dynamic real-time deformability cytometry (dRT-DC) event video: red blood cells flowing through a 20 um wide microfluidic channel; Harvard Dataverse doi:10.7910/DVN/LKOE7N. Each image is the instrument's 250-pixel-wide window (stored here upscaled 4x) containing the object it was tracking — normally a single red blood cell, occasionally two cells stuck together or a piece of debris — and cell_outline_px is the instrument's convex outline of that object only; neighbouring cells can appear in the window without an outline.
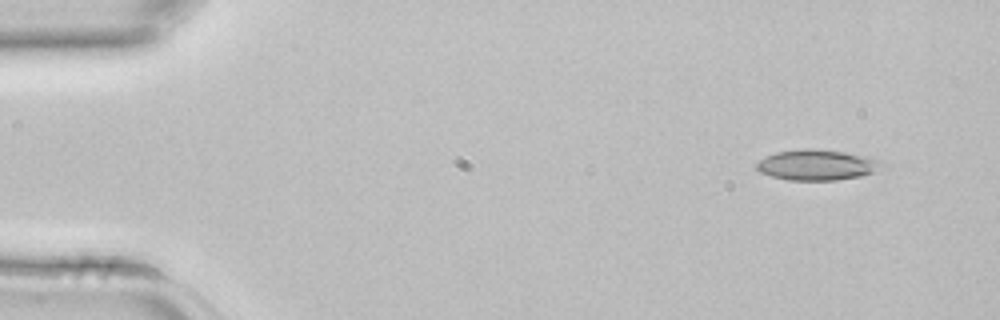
{"species": "common noctule bat (a hibernating species)", "species_latin": "Nyctalus noctula", "temperature_condition": "room temperature", "stored_images_in_passage": 3, "camera_frame_rate_fps": 3000, "um_per_image_px": 0.085, "animal": {"sex": "female", "body_mass_g": 22.7, "forearm_length_mm": 54.2}, "frame": {"image": 1, "passage_image": 1, "time_ms": 0.0, "image_size_px": [1000, 320], "cell_outline_px": [[884, 168], [860, 176], [836, 180], [788, 180], [772, 176], [760, 172], [756, 168], [756, 164], [764, 156], [776, 152], [804, 148], [820, 148], [844, 152], [880, 160], [884, 164]], "centroid_in_image_um": [69.43, 14.01], "position_along_channel_um": 15.6, "area_um2": 22.37}}